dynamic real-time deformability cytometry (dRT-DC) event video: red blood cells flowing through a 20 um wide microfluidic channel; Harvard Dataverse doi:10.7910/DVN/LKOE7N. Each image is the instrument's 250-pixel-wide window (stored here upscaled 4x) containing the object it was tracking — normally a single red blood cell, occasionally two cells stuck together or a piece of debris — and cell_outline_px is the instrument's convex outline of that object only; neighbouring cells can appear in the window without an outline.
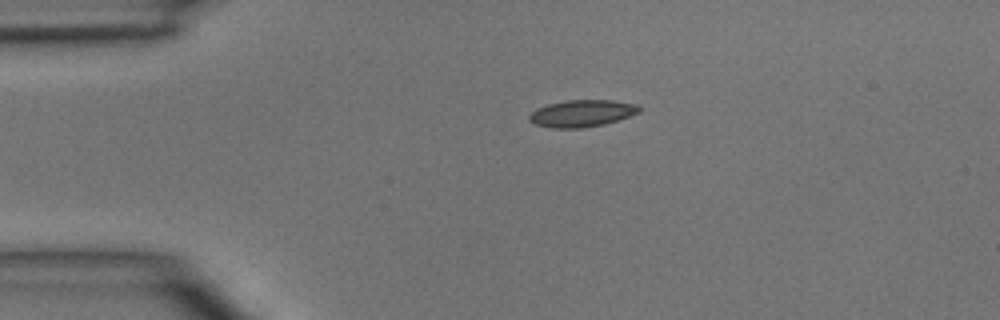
{"species": "common noctule bat (a hibernating species)", "species_latin": "Nyctalus noctula", "temperature_condition": "room temperature", "stored_images_in_passage": 5, "camera_frame_rate_fps": 3000, "um_per_image_px": 0.085, "animal": {"sex": "male", "body_mass_g": 15.6}, "frame": {"image": 1, "passage_image": 5, "time_ms": 4.667, "image_size_px": [1000, 320], "cell_outline_px": [[644, 108], [640, 112], [604, 124], [580, 128], [552, 128], [536, 124], [528, 120], [528, 116], [536, 108], [548, 104], [568, 100], [612, 100], [636, 104]], "centroid_in_image_um": [49.47, 9.63], "position_along_channel_um": 35.5, "area_um2": 17.22}}